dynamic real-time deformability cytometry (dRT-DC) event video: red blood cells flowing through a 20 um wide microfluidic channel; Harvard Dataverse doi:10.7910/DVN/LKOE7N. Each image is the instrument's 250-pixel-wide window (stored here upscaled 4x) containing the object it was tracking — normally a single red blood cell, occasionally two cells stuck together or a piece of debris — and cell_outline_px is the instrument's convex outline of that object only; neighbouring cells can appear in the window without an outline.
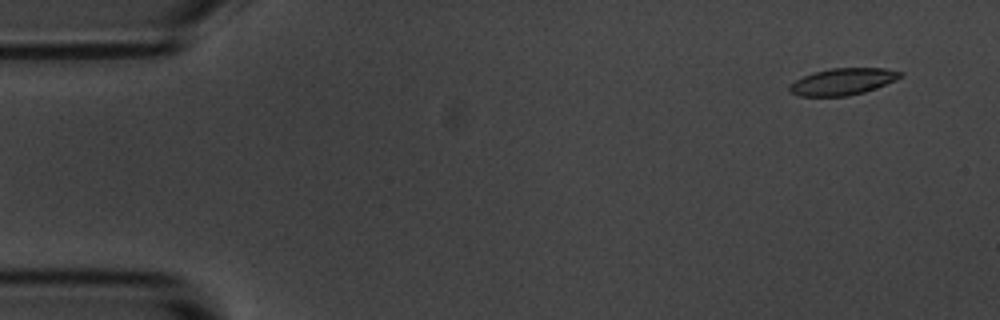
{"species": "common noctule bat (a hibernating species)", "species_latin": "Nyctalus noctula", "temperature_condition": "room temperature", "stored_images_in_passage": 5, "camera_frame_rate_fps": 3000, "um_per_image_px": 0.085, "animal": {"sex": "male", "body_mass_g": 20.1, "forearm_length_mm": 53.5}, "frame": {"image": 1, "passage_image": 1, "time_ms": 0.0, "image_size_px": [1000, 320], "cell_outline_px": [[904, 72], [896, 80], [876, 88], [864, 92], [848, 96], [800, 96], [788, 92], [788, 84], [804, 76], [816, 72], [832, 68], [884, 68]], "centroid_in_image_um": [71.61, 6.94], "position_along_channel_um": 13.4, "area_um2": 17.22}}
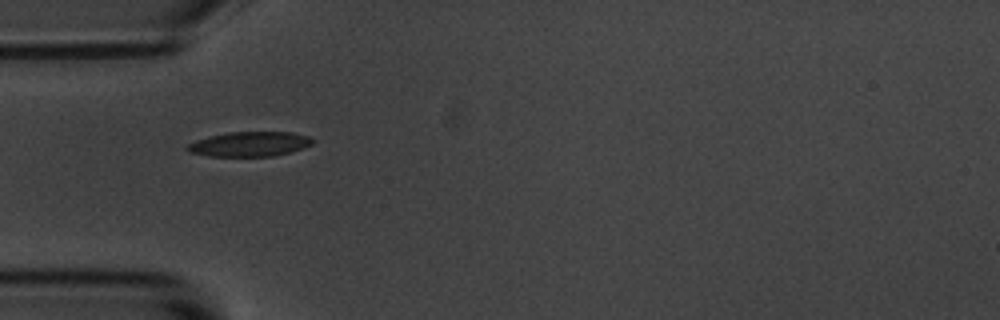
{"frame": {"image": 2, "passage_image": 4, "time_ms": 1.0, "image_size_px": [1000, 320], "cell_outline_px": [[316, 140], [312, 144], [304, 148], [272, 156], [208, 156], [188, 152], [184, 148], [188, 144], [196, 140], [208, 136], [228, 132], [292, 132], [308, 136]], "centroid_in_image_um": [21.2, 12.24], "position_along_channel_um": 63.8, "area_um2": 18.15}}